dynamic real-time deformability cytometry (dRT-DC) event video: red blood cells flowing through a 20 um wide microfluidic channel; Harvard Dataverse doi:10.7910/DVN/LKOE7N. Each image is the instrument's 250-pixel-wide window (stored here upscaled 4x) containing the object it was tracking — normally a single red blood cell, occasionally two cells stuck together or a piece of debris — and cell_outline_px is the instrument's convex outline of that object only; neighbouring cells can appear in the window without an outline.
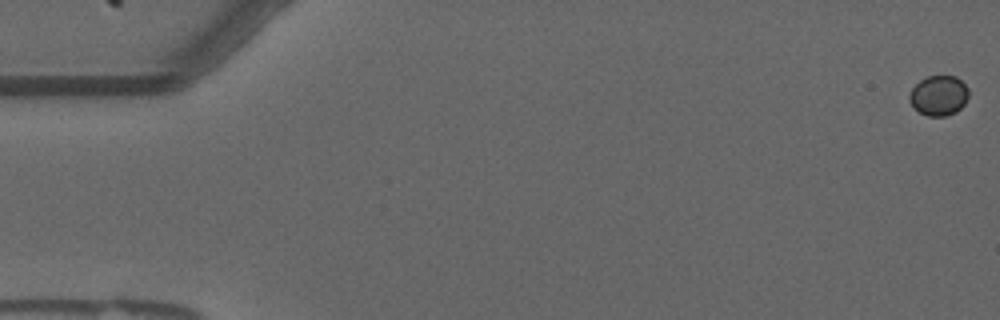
{"species": "common noctule bat (a hibernating species)", "species_latin": "Nyctalus noctula", "temperature_condition": "warm", "stored_images_in_passage": 14, "camera_frame_rate_fps": 3000, "um_per_image_px": 0.085, "animal": {"sex": "male", "forearm_length_mm": 52.5}, "frame": {"image": 1, "passage_image": 1, "time_ms": 0.0, "image_size_px": [1000, 320], "cell_outline_px": [[968, 96], [964, 104], [956, 112], [944, 116], [928, 116], [920, 112], [908, 100], [908, 96], [912, 88], [920, 80], [928, 76], [956, 76], [968, 88]], "centroid_in_image_um": [79.79, 8.11], "position_along_channel_um": 5.2, "area_um2": 13.7}}